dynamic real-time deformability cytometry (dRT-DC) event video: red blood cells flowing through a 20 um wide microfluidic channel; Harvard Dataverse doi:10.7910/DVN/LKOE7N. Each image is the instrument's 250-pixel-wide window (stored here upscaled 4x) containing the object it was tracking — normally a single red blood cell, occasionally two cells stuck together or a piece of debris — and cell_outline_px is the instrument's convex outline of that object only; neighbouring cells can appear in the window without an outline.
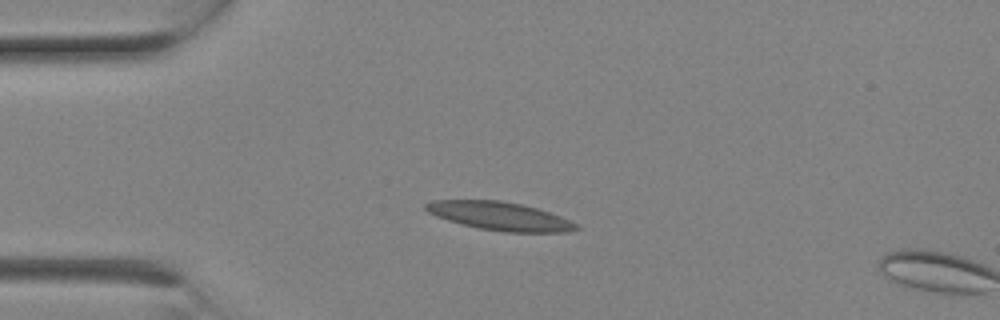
{"species": "Egyptian fruit bat (a non-hibernating species)", "species_latin": "Rousettus aegyptiacus", "temperature_condition": "room temperature", "stored_images_in_passage": 2, "camera_frame_rate_fps": 3000, "um_per_image_px": 0.085, "animal": {"sex": "female"}, "frame": {"image": 1, "passage_image": 1, "time_ms": 0.0, "image_size_px": [1000, 320], "cell_outline_px": [[580, 228], [568, 232], [504, 232], [480, 228], [448, 220], [436, 216], [428, 212], [424, 208], [424, 204], [432, 200], [500, 200], [520, 204], [536, 208], [560, 216], [580, 224]], "centroid_in_image_um": [42.5, 18.37], "position_along_channel_um": 42.5, "area_um2": 24.74}}